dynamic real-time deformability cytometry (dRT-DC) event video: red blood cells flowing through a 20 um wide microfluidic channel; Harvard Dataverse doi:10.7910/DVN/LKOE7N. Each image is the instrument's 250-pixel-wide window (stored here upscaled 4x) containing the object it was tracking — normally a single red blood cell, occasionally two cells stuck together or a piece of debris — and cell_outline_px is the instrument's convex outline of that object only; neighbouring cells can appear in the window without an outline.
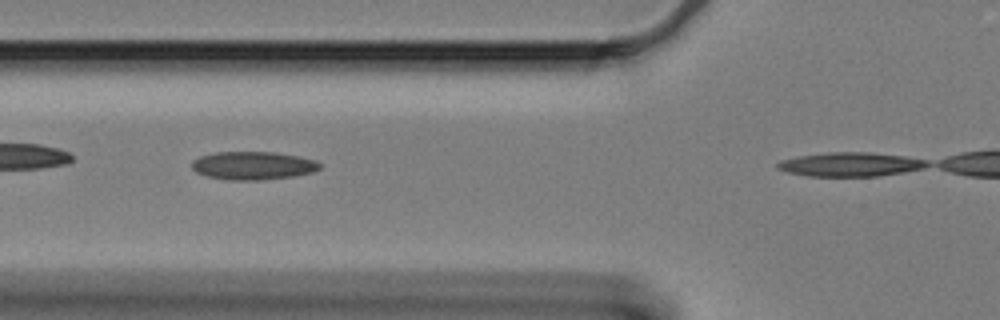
{"species": "Egyptian fruit bat (a non-hibernating species)", "species_latin": "Rousettus aegyptiacus", "temperature_condition": "cold", "stored_images_in_passage": 27, "camera_frame_rate_fps": 3000, "um_per_image_px": 0.085, "animal": {"sex": "female"}, "frame": {"image": 1, "passage_image": 12, "time_ms": 3.667, "image_size_px": [1000, 320], "cell_outline_px": [[320, 168], [312, 172], [296, 176], [260, 180], [228, 180], [208, 176], [196, 172], [192, 168], [192, 160], [200, 156], [216, 152], [276, 152], [316, 160], [320, 164]], "centroid_in_image_um": [21.5, 14.07], "position_along_channel_um": 104.3, "area_um2": 20.98}}
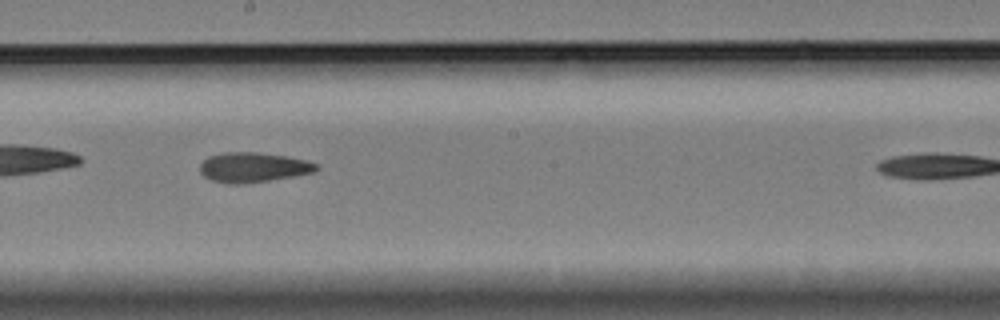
{"frame": {"image": 2, "passage_image": 23, "time_ms": 7.333, "image_size_px": [1000, 320], "cell_outline_px": [[320, 168], [316, 172], [268, 180], [240, 184], [228, 184], [212, 180], [204, 176], [200, 172], [200, 164], [208, 156], [224, 152], [256, 152], [284, 156], [304, 160], [320, 164]], "centroid_in_image_um": [21.52, 14.22], "position_along_channel_um": 226.7, "area_um2": 20.17}}